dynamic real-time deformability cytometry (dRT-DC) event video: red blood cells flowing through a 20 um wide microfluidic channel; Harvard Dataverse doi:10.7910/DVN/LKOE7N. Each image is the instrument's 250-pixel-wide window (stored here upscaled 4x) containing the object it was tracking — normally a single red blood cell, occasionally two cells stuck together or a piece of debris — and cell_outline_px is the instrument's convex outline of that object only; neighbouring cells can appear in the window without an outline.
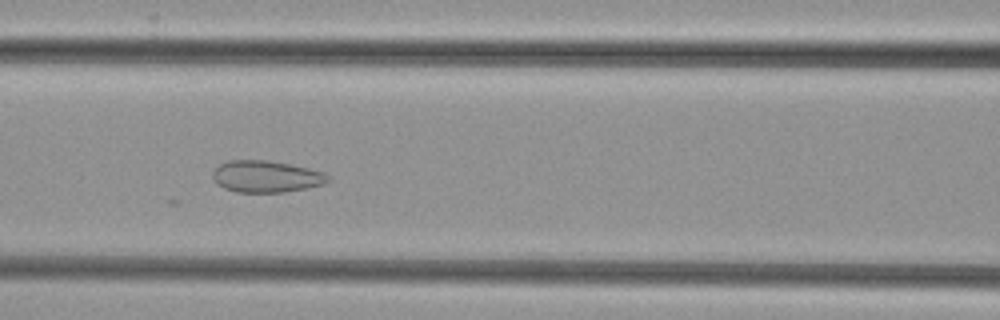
{"species": "common noctule bat (a hibernating species)", "species_latin": "Nyctalus noctula", "temperature_condition": "cold", "stored_images_in_passage": 22, "camera_frame_rate_fps": 3000, "um_per_image_px": 0.085, "animal": {"sex": "female", "body_mass_g": 29.2, "forearm_length_mm": 56.3}, "frame": {"image": 1, "passage_image": 6, "time_ms": 1.667, "image_size_px": [1000, 320], "cell_outline_px": [[332, 180], [324, 184], [308, 188], [284, 192], [236, 192], [224, 188], [216, 184], [212, 176], [212, 172], [220, 164], [228, 160], [268, 160], [292, 164], [324, 172], [332, 176]], "centroid_in_image_um": [22.66, 15.0], "position_along_channel_um": 143.9, "area_um2": 21.68}}
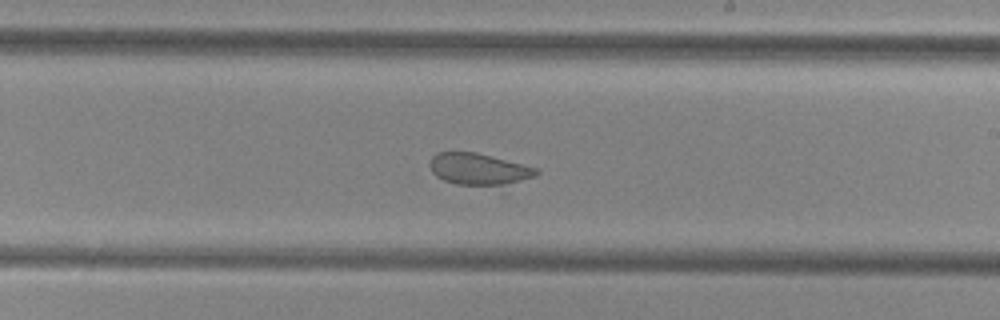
{"frame": {"image": 2, "passage_image": 14, "time_ms": 4.333, "image_size_px": [1000, 320], "cell_outline_px": [[540, 172], [536, 176], [504, 196], [456, 184], [444, 180], [436, 176], [432, 172], [428, 164], [432, 156], [436, 152], [476, 152], [540, 168]], "centroid_in_image_um": [40.94, 14.57], "position_along_channel_um": 248.1, "area_um2": 22.89}}
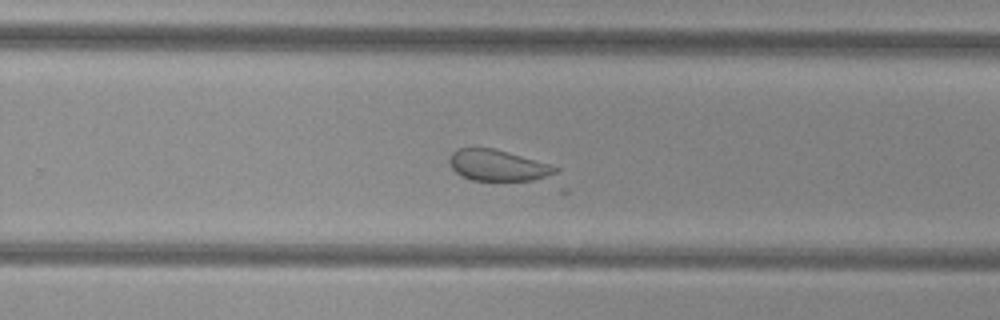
{"frame": {"image": 3, "passage_image": 17, "time_ms": 5.333, "image_size_px": [1000, 320], "cell_outline_px": [[560, 168], [556, 176], [532, 180], [472, 180], [460, 176], [448, 164], [448, 156], [456, 148], [496, 148], [548, 164]], "centroid_in_image_um": [42.3, 14.06], "position_along_channel_um": 287.5, "area_um2": 19.48}}